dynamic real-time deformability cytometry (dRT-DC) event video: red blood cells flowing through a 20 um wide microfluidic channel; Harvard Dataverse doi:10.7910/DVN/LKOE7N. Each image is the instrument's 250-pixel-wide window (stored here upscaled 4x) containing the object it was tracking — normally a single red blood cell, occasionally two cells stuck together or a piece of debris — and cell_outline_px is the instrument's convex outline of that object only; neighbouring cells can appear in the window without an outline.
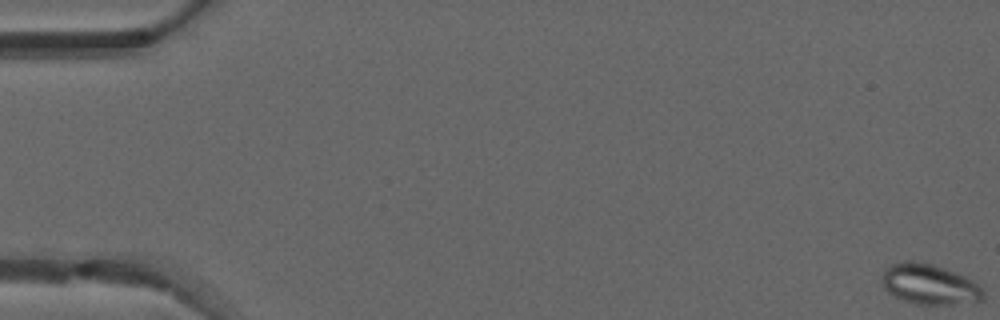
{"species": "common noctule bat (a hibernating species)", "species_latin": "Nyctalus noctula", "temperature_condition": "warm", "stored_images_in_passage": 51, "camera_frame_rate_fps": 3000, "um_per_image_px": 0.085, "animal": {"sex": "male", "forearm_length_mm": 52.5}, "frame": {"image": 1, "passage_image": 1, "time_ms": 0.0, "image_size_px": [1000, 320], "cell_outline_px": [[984, 296], [980, 300], [952, 304], [916, 304], [904, 300], [888, 292], [884, 288], [884, 268], [888, 264], [900, 260], [912, 260], [932, 264], [956, 272], [980, 284], [984, 288]], "centroid_in_image_um": [79.01, 24.13], "position_along_channel_um": 6.0, "area_um2": 23.81}}
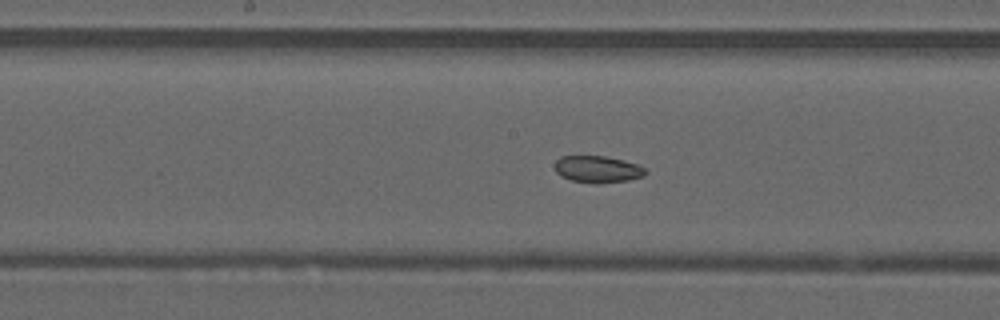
{"frame": {"image": 2, "passage_image": 27, "time_ms": 8.667, "image_size_px": [1000, 320], "cell_outline_px": [[648, 172], [644, 176], [628, 180], [596, 184], [572, 180], [560, 176], [556, 172], [556, 160], [560, 156], [604, 156], [624, 160], [636, 164], [644, 168]], "centroid_in_image_um": [50.8, 14.39], "position_along_channel_um": 197.4, "area_um2": 14.16}}
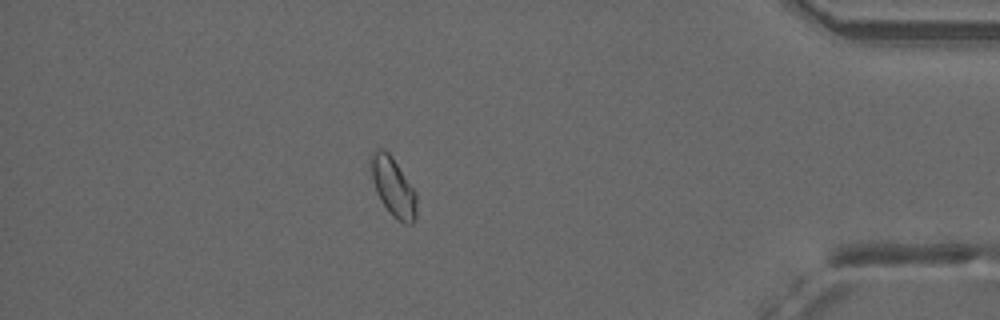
{"frame": {"image": 3, "passage_image": 45, "time_ms": 14.667, "image_size_px": [1000, 320], "cell_outline_px": [[416, 216], [412, 224], [404, 224], [392, 216], [380, 200], [376, 192], [372, 180], [372, 156], [376, 148], [384, 148], [392, 156], [416, 192]], "centroid_in_image_um": [33.44, 15.91], "position_along_channel_um": 401.8, "area_um2": 15.55}, "authors_computed_cell_mechanics": {"area_um2": 15.9528, "velocity_mm_per_s": 4.1004, "shape_relaxation_time_tau1_ms": null, "shape_relaxation_time_tau2_ms": 2.3419, "deformation_change_tau1": null, "deformation_change_tau2": 0.0577}}